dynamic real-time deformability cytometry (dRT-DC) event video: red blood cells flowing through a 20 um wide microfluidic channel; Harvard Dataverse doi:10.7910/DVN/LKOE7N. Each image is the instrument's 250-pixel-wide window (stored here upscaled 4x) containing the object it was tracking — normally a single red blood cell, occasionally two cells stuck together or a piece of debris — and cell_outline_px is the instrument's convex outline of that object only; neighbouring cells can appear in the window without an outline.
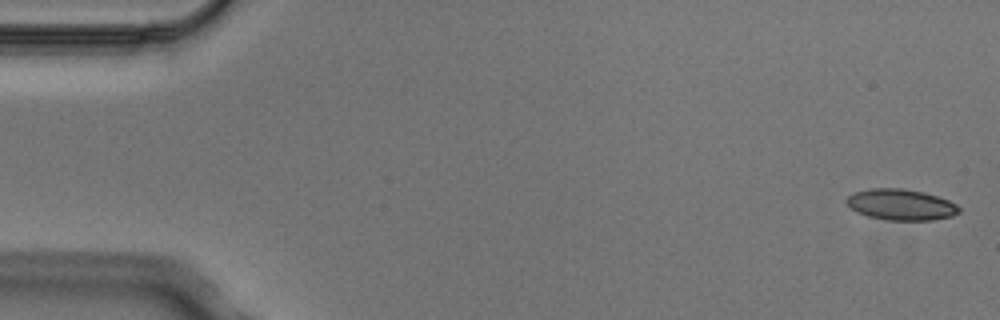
{"species": "Egyptian fruit bat (a non-hibernating species)", "species_latin": "Rousettus aegyptiacus", "temperature_condition": "cold", "stored_images_in_passage": 5, "camera_frame_rate_fps": 3000, "um_per_image_px": 0.085, "animal": {"sex": "male"}, "frame": {"image": 1, "passage_image": 1, "time_ms": 0.0, "image_size_px": [1000, 320], "cell_outline_px": [[960, 212], [952, 216], [932, 220], [888, 220], [868, 216], [856, 212], [844, 200], [848, 196], [856, 192], [872, 188], [900, 188], [924, 192], [948, 200], [956, 204], [960, 208]], "centroid_in_image_um": [76.59, 17.4], "position_along_channel_um": 8.4, "area_um2": 20.23}}